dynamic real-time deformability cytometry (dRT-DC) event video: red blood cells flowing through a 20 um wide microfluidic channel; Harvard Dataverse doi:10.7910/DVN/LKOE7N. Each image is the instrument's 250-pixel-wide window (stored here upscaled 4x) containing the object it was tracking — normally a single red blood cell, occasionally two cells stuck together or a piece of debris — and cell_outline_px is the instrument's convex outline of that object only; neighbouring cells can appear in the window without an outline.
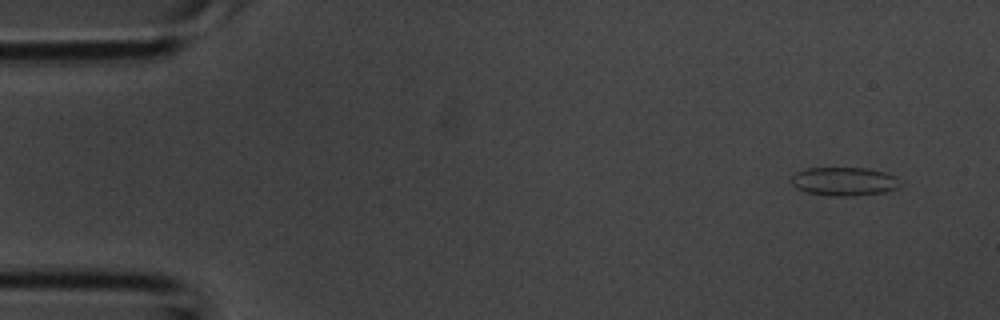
{"species": "common noctule bat (a hibernating species)", "species_latin": "Nyctalus noctula", "temperature_condition": "room temperature", "stored_images_in_passage": 3, "camera_frame_rate_fps": 3000, "um_per_image_px": 0.085, "animal": {"sex": "male", "body_mass_g": 20.1, "forearm_length_mm": 53.5}, "frame": {"image": 1, "passage_image": 1, "time_ms": 0.0, "image_size_px": [1000, 320], "cell_outline_px": [[896, 188], [884, 192], [856, 196], [832, 196], [804, 192], [796, 188], [788, 180], [796, 172], [804, 168], [868, 168], [884, 172], [896, 176]], "centroid_in_image_um": [71.65, 15.42], "position_along_channel_um": 13.3, "area_um2": 18.15}}